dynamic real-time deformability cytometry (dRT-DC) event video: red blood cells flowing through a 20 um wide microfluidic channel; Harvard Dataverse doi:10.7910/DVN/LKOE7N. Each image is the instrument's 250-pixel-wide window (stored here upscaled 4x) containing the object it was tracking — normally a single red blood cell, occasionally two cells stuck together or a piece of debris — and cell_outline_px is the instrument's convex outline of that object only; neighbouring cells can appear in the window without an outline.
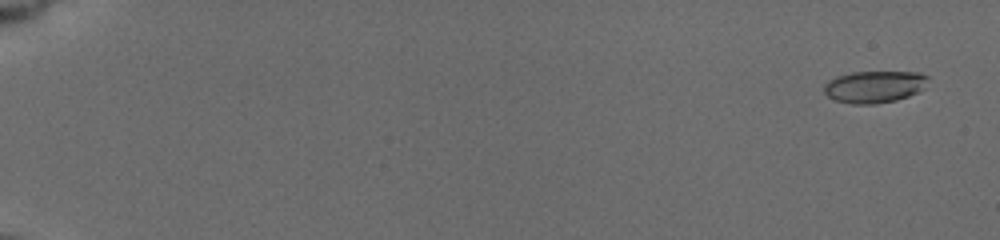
{"species": "common noctule bat (a hibernating species)", "species_latin": "Nyctalus noctula", "temperature_condition": "cold", "stored_images_in_passage": 21, "camera_frame_rate_fps": 3000, "um_per_image_px": 0.085, "animal": {"sex": "female", "body_mass_g": 19.5, "forearm_length_mm": 54.1}, "frame": {"image": 1, "passage_image": 2, "time_ms": 0.667, "image_size_px": [1000, 240], "cell_outline_px": [[928, 76], [924, 88], [920, 92], [896, 100], [876, 104], [852, 104], [836, 100], [828, 96], [824, 92], [824, 84], [828, 80], [836, 76], [852, 72], [920, 72]], "centroid_in_image_um": [74.32, 7.37], "position_along_channel_um": 10.7, "area_um2": 19.48}}
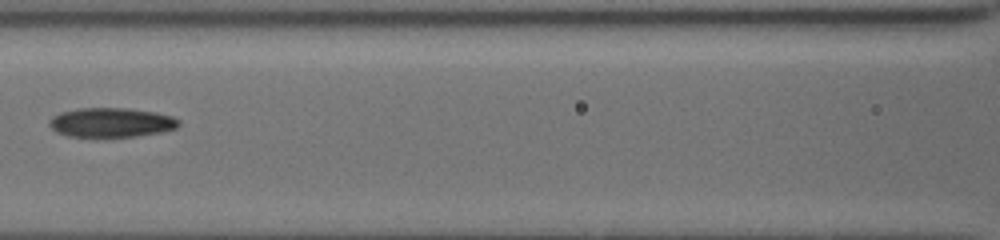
{"frame": {"image": 2, "passage_image": 13, "time_ms": 9.667, "image_size_px": [1000, 240], "cell_outline_px": [[180, 124], [176, 128], [160, 132], [136, 136], [96, 140], [68, 136], [56, 132], [48, 124], [48, 120], [52, 116], [60, 112], [80, 108], [128, 108], [156, 112], [172, 116], [180, 120]], "centroid_in_image_um": [9.41, 10.45], "position_along_channel_um": 157.2, "area_um2": 23.12}}
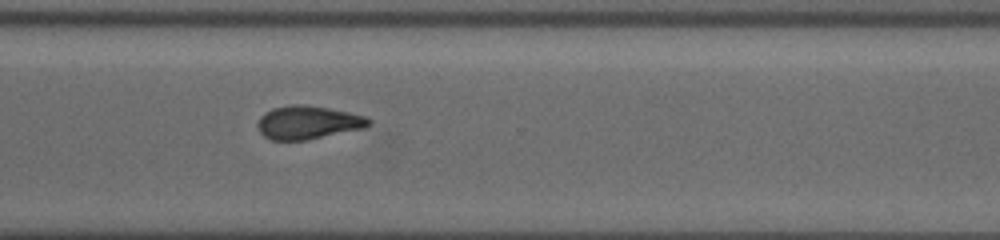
{"frame": {"image": 3, "passage_image": 21, "time_ms": 14.667, "image_size_px": [1000, 240], "cell_outline_px": [[372, 120], [364, 128], [308, 140], [272, 140], [264, 136], [260, 132], [256, 124], [260, 116], [264, 112], [272, 108], [292, 104], [304, 104], [328, 108], [348, 112], [364, 116]], "centroid_in_image_um": [26.13, 10.41], "position_along_channel_um": 344.5, "area_um2": 21.62}}